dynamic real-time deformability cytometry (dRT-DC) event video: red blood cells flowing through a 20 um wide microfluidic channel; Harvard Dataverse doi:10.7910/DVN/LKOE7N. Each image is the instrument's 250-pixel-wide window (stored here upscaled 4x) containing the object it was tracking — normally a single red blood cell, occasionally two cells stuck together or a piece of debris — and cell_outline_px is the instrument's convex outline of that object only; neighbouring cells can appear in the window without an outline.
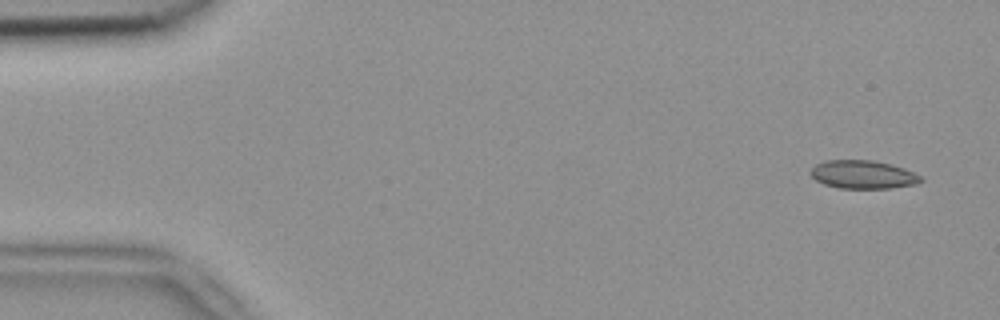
{"species": "common noctule bat (a hibernating species)", "species_latin": "Nyctalus noctula", "temperature_condition": "room temperature", "stored_images_in_passage": 7, "camera_frame_rate_fps": 3000, "um_per_image_px": 0.085, "animal": {"sex": "female", "body_mass_g": 18.4}, "frame": {"image": 1, "passage_image": 1, "time_ms": 0.0, "image_size_px": [1000, 320], "cell_outline_px": [[924, 180], [916, 184], [892, 188], [840, 188], [824, 184], [816, 180], [812, 176], [812, 168], [816, 164], [824, 160], [872, 160], [892, 164], [904, 168], [920, 176]], "centroid_in_image_um": [73.37, 14.83], "position_along_channel_um": 11.6, "area_um2": 18.09}}
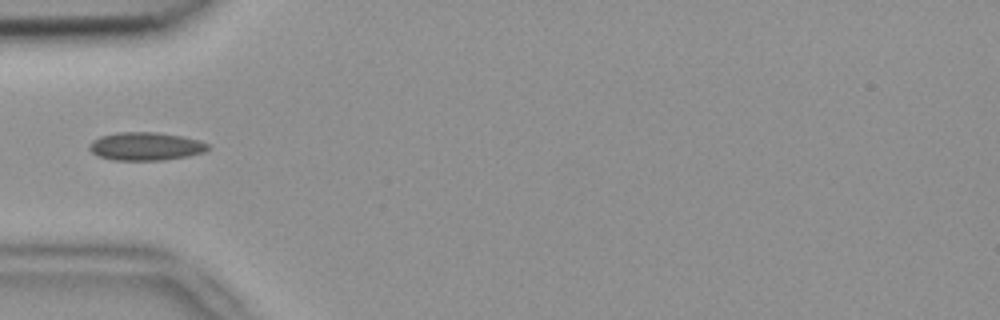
{"frame": {"image": 2, "passage_image": 5, "time_ms": 1.333, "image_size_px": [1000, 320], "cell_outline_px": [[208, 148], [204, 152], [188, 156], [164, 160], [112, 160], [100, 156], [92, 152], [88, 148], [88, 144], [92, 140], [100, 136], [116, 132], [156, 132], [184, 136], [200, 140], [208, 144]], "centroid_in_image_um": [12.37, 12.43], "position_along_channel_um": 72.6, "area_um2": 19.59}}